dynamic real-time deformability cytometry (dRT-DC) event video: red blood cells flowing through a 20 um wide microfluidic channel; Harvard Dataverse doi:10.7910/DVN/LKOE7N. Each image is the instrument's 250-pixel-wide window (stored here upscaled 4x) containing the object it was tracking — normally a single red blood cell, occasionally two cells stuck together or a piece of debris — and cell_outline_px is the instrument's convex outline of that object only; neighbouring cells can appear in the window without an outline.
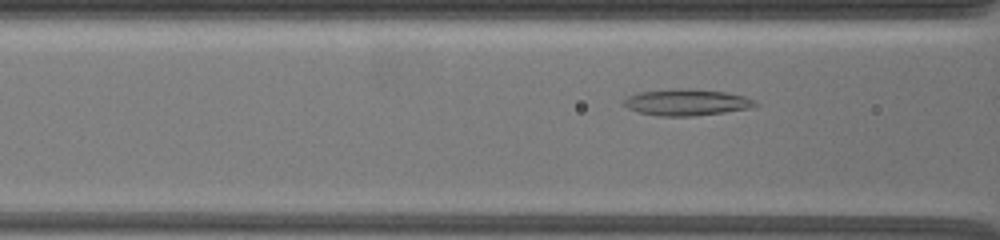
{"species": "common noctule bat (a hibernating species)", "species_latin": "Nyctalus noctula", "temperature_condition": "warm", "stored_images_in_passage": 8, "camera_frame_rate_fps": 3000, "um_per_image_px": 0.085, "animal": {"sex": "female", "body_mass_g": 19.5, "forearm_length_mm": 54.1}, "frame": {"image": 1, "passage_image": 5, "time_ms": 1.333, "image_size_px": [1000, 240], "cell_outline_px": [[760, 104], [748, 108], [724, 112], [692, 116], [656, 116], [636, 112], [620, 104], [620, 100], [628, 96], [640, 92], [680, 88], [692, 88], [724, 92], [744, 96]], "centroid_in_image_um": [58.27, 8.7], "position_along_channel_um": 108.3, "area_um2": 20.35}}